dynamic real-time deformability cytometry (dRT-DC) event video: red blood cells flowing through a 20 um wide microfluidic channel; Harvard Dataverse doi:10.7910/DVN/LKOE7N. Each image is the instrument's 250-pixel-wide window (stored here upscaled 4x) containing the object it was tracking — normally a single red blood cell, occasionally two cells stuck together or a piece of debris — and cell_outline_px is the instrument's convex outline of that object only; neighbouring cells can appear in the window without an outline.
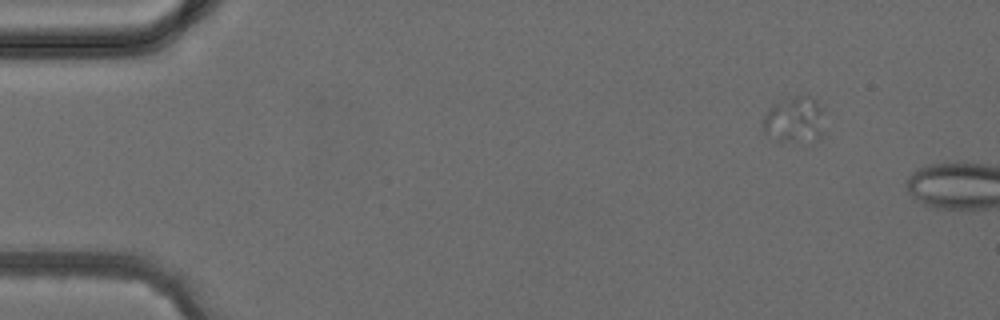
{"species": "common noctule bat (a hibernating species)", "species_latin": "Nyctalus noctula", "temperature_condition": "cold", "stored_images_in_passage": 3, "camera_frame_rate_fps": 3000, "um_per_image_px": 0.085, "animal": {"sex": "female", "body_mass_g": 24.6, "forearm_length_mm": 56.2}, "frame": {"image": 1, "passage_image": 2, "time_ms": 1.333, "image_size_px": [1000, 320], "cell_outline_px": [[824, 132], [820, 136], [796, 140], [780, 140], [764, 132], [760, 128], [764, 116], [772, 104], [792, 96], [812, 96], [816, 100], [820, 108]], "centroid_in_image_um": [67.47, 10.12], "position_along_channel_um": 17.5, "area_um2": 15.95}}